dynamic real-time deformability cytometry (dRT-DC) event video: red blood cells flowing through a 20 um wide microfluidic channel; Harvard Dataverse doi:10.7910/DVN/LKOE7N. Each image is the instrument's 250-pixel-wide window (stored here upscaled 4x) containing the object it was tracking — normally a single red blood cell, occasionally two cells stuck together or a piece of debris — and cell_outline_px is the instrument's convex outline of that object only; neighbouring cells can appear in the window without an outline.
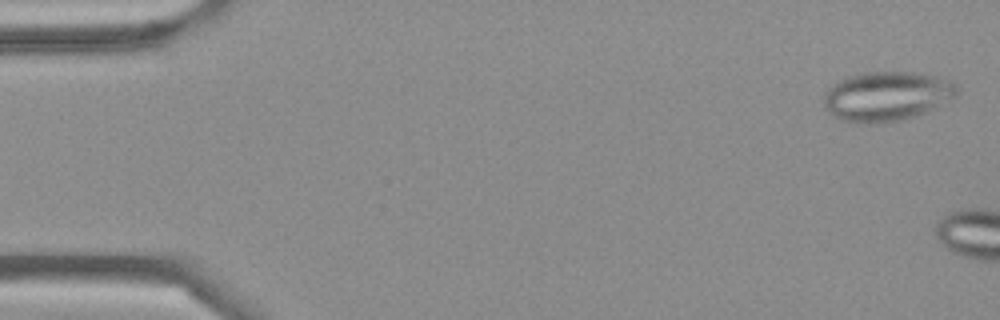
{"species": "Egyptian fruit bat (a non-hibernating species)", "species_latin": "Rousettus aegyptiacus", "temperature_condition": "cold", "stored_images_in_passage": 3, "camera_frame_rate_fps": 3000, "um_per_image_px": 0.085, "frame": {"image": 1, "passage_image": 1, "time_ms": 0.0, "image_size_px": [1000, 320], "cell_outline_px": [[956, 92], [952, 96], [936, 108], [928, 112], [904, 120], [872, 124], [856, 124], [840, 120], [832, 116], [828, 112], [824, 104], [824, 96], [828, 88], [832, 84], [848, 76], [864, 72], [912, 72], [940, 76], [956, 84]], "centroid_in_image_um": [75.33, 8.2], "position_along_channel_um": 9.7, "area_um2": 38.73}}